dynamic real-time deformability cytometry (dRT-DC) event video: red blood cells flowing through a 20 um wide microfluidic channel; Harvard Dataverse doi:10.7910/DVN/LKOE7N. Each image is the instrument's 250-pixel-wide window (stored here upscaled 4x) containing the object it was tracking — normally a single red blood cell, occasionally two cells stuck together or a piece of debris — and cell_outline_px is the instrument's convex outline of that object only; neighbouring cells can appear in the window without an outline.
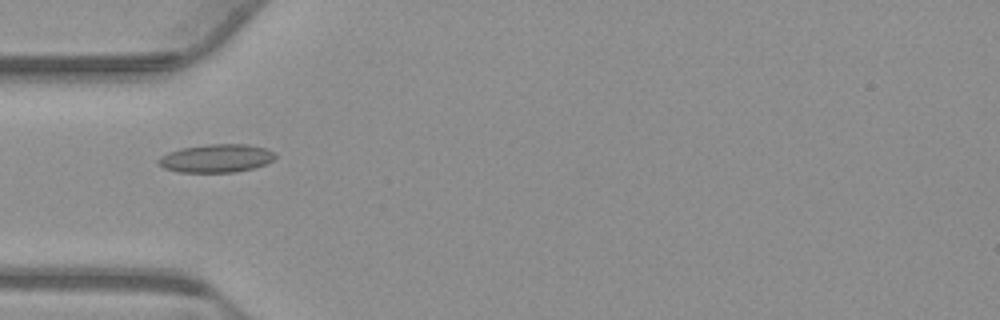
{"species": "common noctule bat (a hibernating species)", "species_latin": "Nyctalus noctula", "temperature_condition": "warm", "stored_images_in_passage": 55, "camera_frame_rate_fps": 3000, "um_per_image_px": 0.085, "animal": {"sex": "male", "body_mass_g": 23.1, "forearm_length_mm": 52.7}, "frame": {"image": 1, "passage_image": 17, "time_ms": 5.333, "image_size_px": [1000, 320], "cell_outline_px": [[276, 156], [272, 160], [264, 164], [252, 168], [232, 172], [180, 172], [164, 168], [156, 160], [160, 156], [168, 152], [180, 148], [208, 144], [248, 144], [268, 148]], "centroid_in_image_um": [18.36, 13.44], "position_along_channel_um": 66.6, "area_um2": 19.13}}
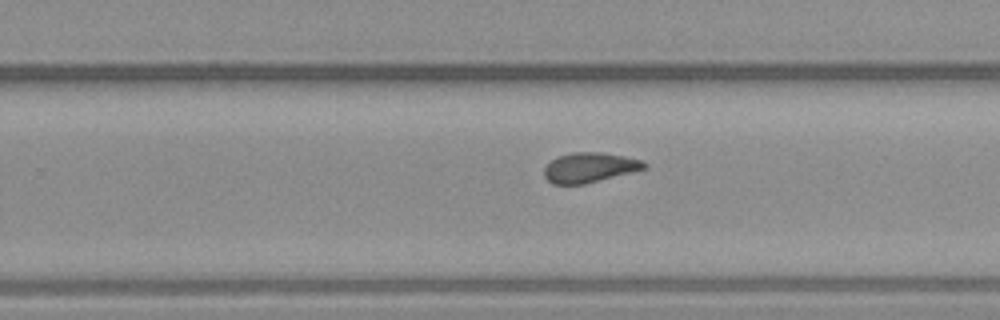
{"frame": {"image": 2, "passage_image": 34, "time_ms": 11.0, "image_size_px": [1000, 320], "cell_outline_px": [[648, 168], [584, 184], [552, 184], [544, 176], [544, 168], [556, 156], [572, 152], [600, 152], [624, 156], [640, 160], [648, 164]], "centroid_in_image_um": [50.11, 14.23], "position_along_channel_um": 279.7, "area_um2": 17.4}}
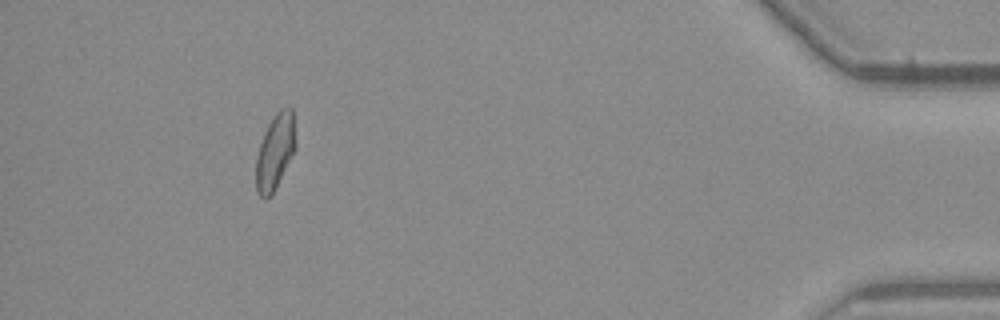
{"frame": {"image": 3, "passage_image": 50, "time_ms": 16.333, "image_size_px": [1000, 320], "cell_outline_px": [[296, 148], [272, 192], [264, 200], [256, 192], [256, 156], [264, 132], [268, 124], [276, 112], [280, 108], [292, 108], [296, 144]], "centroid_in_image_um": [23.37, 12.86], "position_along_channel_um": 411.8, "area_um2": 17.11}, "authors_computed_cell_mechanics": {"area_um2": 17.8602, "velocity_mm_per_s": 3.7458, "shape_relaxation_time_tau1_ms": null, "shape_relaxation_time_tau2_ms": 2.7983, "deformation_change_tau1": null, "deformation_change_tau2": 0.084}}